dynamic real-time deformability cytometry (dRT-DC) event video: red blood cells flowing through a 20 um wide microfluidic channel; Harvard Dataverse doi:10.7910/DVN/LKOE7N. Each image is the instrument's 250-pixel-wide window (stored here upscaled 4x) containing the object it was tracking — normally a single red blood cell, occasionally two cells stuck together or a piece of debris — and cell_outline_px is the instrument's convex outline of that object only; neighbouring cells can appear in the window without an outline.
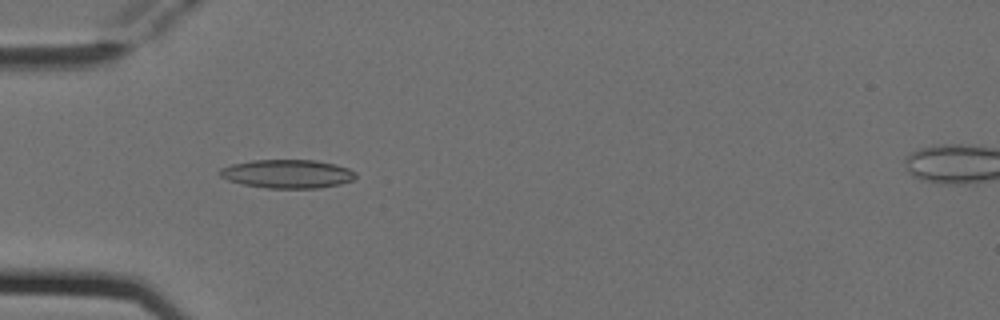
{"species": "Egyptian fruit bat (a non-hibernating species)", "species_latin": "Rousettus aegyptiacus", "temperature_condition": "cold", "stored_images_in_passage": 3, "camera_frame_rate_fps": 3000, "um_per_image_px": 0.085, "animal": {"sex": "female"}, "frame": {"image": 1, "passage_image": 2, "time_ms": 0.333, "image_size_px": [1000, 320], "cell_outline_px": [[356, 176], [352, 180], [340, 184], [320, 188], [268, 188], [244, 184], [228, 180], [220, 176], [216, 172], [220, 168], [232, 164], [252, 160], [316, 160], [336, 164], [348, 168], [356, 172]], "centroid_in_image_um": [24.42, 14.77], "position_along_channel_um": 60.6, "area_um2": 22.72}}
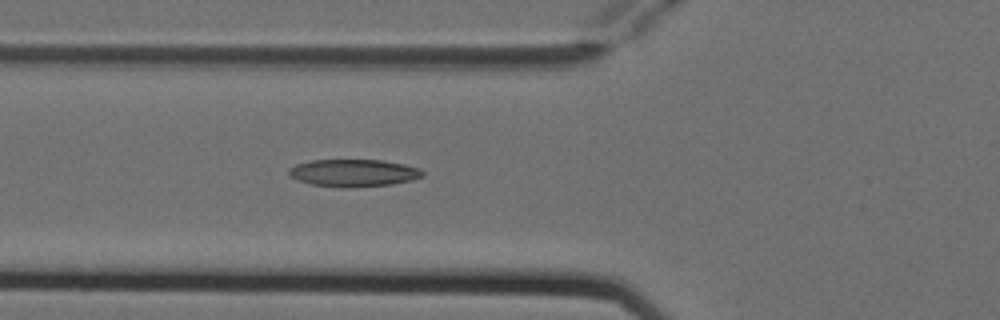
{"frame": {"image": 2, "passage_image": 3, "time_ms": 0.667, "image_size_px": [1000, 320], "cell_outline_px": [[424, 176], [412, 180], [392, 184], [348, 188], [340, 188], [312, 184], [296, 180], [288, 176], [288, 168], [296, 164], [312, 160], [384, 160], [404, 164], [420, 168], [424, 172]], "centroid_in_image_um": [30.04, 14.7], "position_along_channel_um": 95.8, "area_um2": 21.62}}